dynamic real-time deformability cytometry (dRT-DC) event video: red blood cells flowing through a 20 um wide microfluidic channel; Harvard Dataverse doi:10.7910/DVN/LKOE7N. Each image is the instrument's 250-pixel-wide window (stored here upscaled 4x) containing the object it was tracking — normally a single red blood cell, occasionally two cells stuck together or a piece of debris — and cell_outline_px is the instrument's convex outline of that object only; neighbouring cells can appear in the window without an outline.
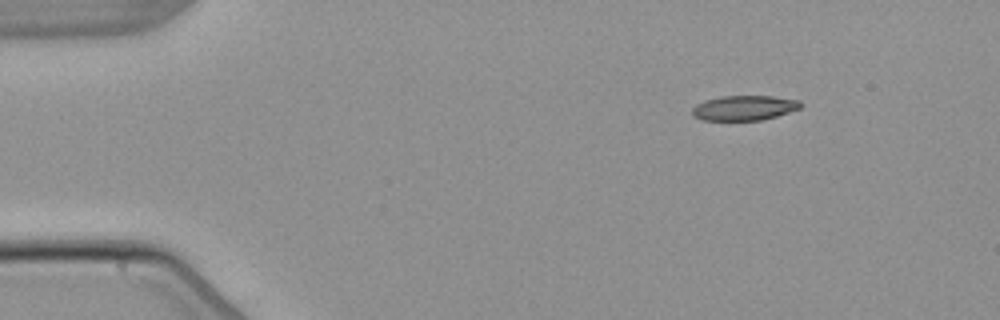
{"species": "common noctule bat (a hibernating species)", "species_latin": "Nyctalus noctula", "temperature_condition": "warm", "stored_images_in_passage": 4, "segment_of_instrument_passage": [1, 2], "camera_frame_rate_fps": 3000, "um_per_image_px": 0.085, "animal": {"sex": "male", "body_mass_g": 21.5, "forearm_length_mm": 52.0}, "frame": {"image": 1, "passage_image": 1, "time_ms": 0.0, "image_size_px": [1000, 320], "cell_outline_px": [[804, 104], [800, 108], [776, 116], [760, 120], [704, 120], [692, 116], [692, 108], [696, 104], [704, 100], [720, 96], [772, 96], [800, 100]], "centroid_in_image_um": [63.25, 9.16], "position_along_channel_um": 21.8, "area_um2": 15.78}}